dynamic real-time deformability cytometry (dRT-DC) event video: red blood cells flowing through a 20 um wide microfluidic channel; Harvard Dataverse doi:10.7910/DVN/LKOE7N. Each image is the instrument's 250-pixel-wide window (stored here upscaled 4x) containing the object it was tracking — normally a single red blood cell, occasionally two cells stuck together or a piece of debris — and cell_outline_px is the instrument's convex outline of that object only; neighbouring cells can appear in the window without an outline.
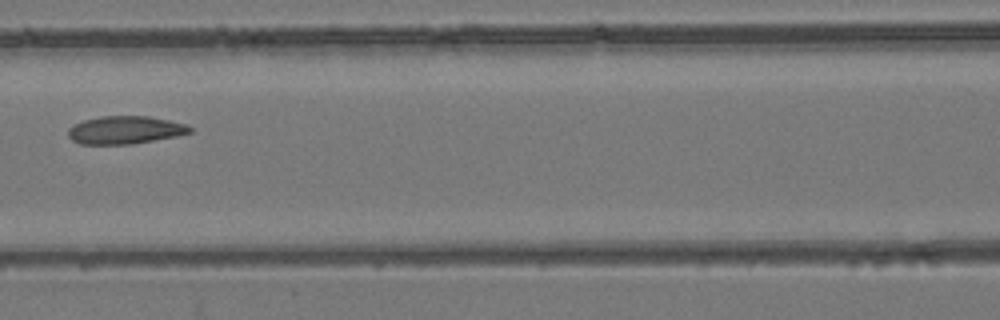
{"species": "common noctule bat (a hibernating species)", "species_latin": "Nyctalus noctula", "temperature_condition": "room temperature", "stored_images_in_passage": 6, "camera_frame_rate_fps": 3000, "um_per_image_px": 0.085, "animal": {"sex": "female", "body_mass_g": 24.6, "forearm_length_mm": 56.2}, "frame": {"image": 1, "passage_image": 5, "time_ms": 5.333, "image_size_px": [1000, 320], "cell_outline_px": [[192, 132], [176, 136], [132, 144], [80, 144], [72, 140], [68, 136], [68, 128], [72, 124], [84, 120], [100, 116], [148, 116], [188, 124], [192, 128]], "centroid_in_image_um": [10.62, 11.04], "position_along_channel_um": 156.0, "area_um2": 19.88}}
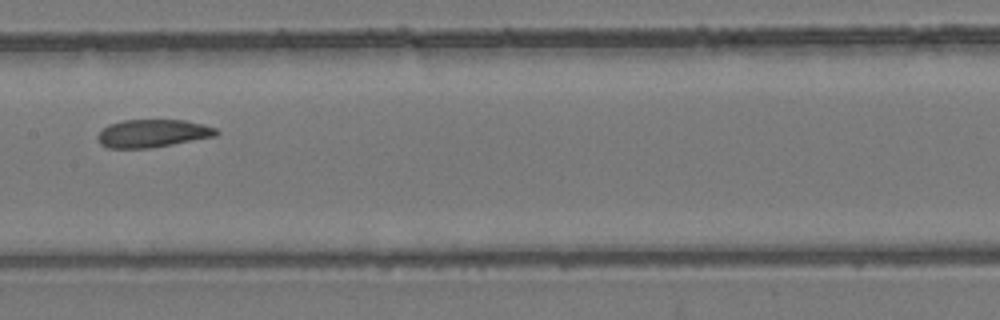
{"frame": {"image": 2, "passage_image": 6, "time_ms": 6.333, "image_size_px": [1000, 320], "cell_outline_px": [[220, 132], [216, 136], [172, 144], [148, 148], [108, 148], [100, 144], [96, 136], [108, 124], [124, 120], [184, 120], [204, 124], [216, 128]], "centroid_in_image_um": [12.97, 11.33], "position_along_channel_um": 194.4, "area_um2": 19.25}}